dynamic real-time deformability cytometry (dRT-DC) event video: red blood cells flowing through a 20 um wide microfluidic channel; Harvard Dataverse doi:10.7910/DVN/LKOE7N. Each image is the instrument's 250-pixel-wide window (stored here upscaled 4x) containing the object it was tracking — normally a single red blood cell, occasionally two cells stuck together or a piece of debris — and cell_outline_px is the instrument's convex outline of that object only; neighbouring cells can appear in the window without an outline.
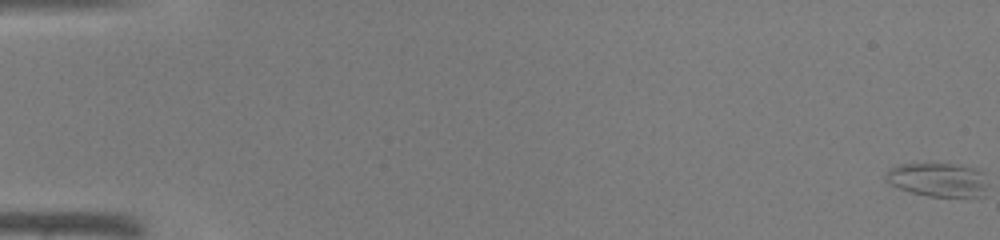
{"species": "common noctule bat (a hibernating species)", "species_latin": "Nyctalus noctula", "temperature_condition": "warm", "stored_images_in_passage": 46, "camera_frame_rate_fps": 3000, "um_per_image_px": 0.085, "animal": {"sex": "male", "body_mass_g": 19.0, "forearm_length_mm": 50.8}, "frame": {"image": 1, "passage_image": 1, "time_ms": 0.0, "image_size_px": [1000, 240], "cell_outline_px": [[984, 184], [976, 196], [928, 196], [912, 192], [900, 188], [892, 184], [884, 176], [888, 168], [896, 164], [960, 164], [976, 168], [984, 172]], "centroid_in_image_um": [79.65, 15.23], "position_along_channel_um": 5.4, "area_um2": 19.59}}
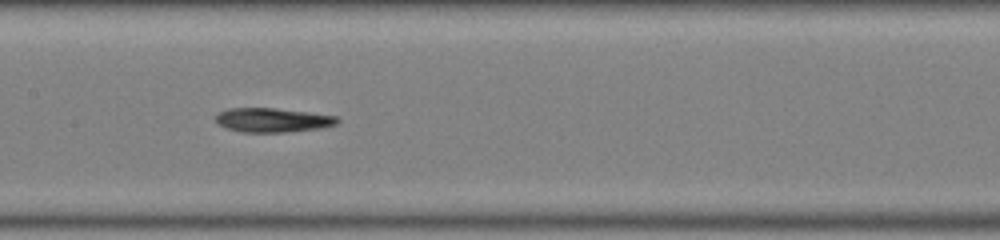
{"frame": {"image": 2, "passage_image": 25, "time_ms": 8.0, "image_size_px": [1000, 240], "cell_outline_px": [[340, 120], [336, 124], [320, 128], [284, 132], [244, 132], [228, 128], [216, 124], [216, 116], [220, 112], [228, 108], [276, 108], [308, 112], [336, 116]], "centroid_in_image_um": [23.16, 10.2], "position_along_channel_um": 184.2, "area_um2": 16.99}}
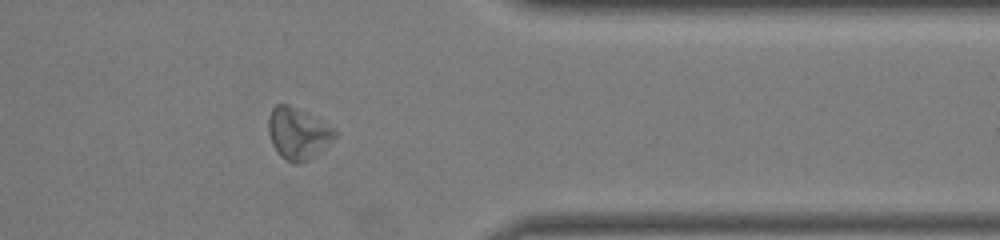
{"frame": {"image": 3, "passage_image": 39, "time_ms": 12.667, "image_size_px": [1000, 240], "cell_outline_px": [[336, 136], [332, 140], [308, 160], [300, 164], [292, 164], [284, 160], [280, 156], [272, 144], [268, 128], [268, 116], [272, 108], [276, 104], [288, 104], [336, 128]], "centroid_in_image_um": [25.29, 11.35], "position_along_channel_um": 386.1, "area_um2": 19.83}}